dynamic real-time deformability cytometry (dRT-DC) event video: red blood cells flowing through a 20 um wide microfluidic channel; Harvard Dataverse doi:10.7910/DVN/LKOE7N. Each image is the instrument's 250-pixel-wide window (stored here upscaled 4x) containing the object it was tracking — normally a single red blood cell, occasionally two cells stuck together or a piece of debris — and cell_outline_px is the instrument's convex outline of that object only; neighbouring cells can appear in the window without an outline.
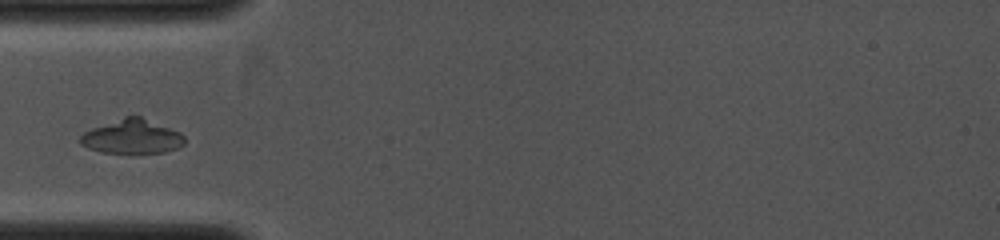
{"species": "common noctule bat (a hibernating species)", "species_latin": "Nyctalus noctula", "temperature_condition": "cold", "stored_images_in_passage": 31, "camera_frame_rate_fps": 4000, "um_per_image_px": 0.085, "animal": {"sex": "female", "body_mass_g": 19.0, "forearm_length_mm": 53.3}, "frame": {"image": 1, "passage_image": 1, "time_ms": 0.0, "image_size_px": [1000, 240], "cell_outline_px": [[184, 144], [180, 148], [164, 152], [132, 156], [100, 152], [88, 148], [80, 144], [80, 136], [84, 132], [92, 128], [124, 116], [140, 116], [180, 132], [184, 136]], "centroid_in_image_um": [11.23, 11.67], "position_along_channel_um": 73.8, "area_um2": 21.5}}
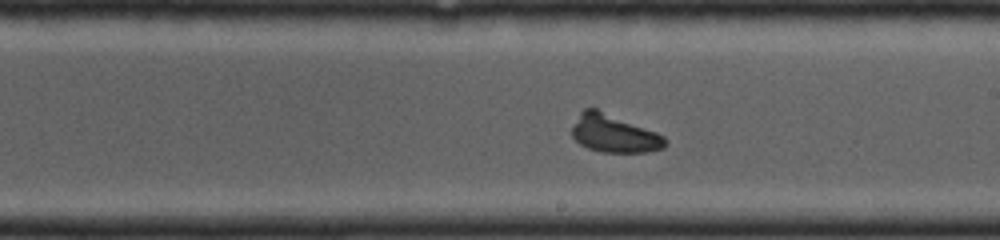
{"frame": {"image": 2, "passage_image": 20, "time_ms": 3.25, "image_size_px": [1000, 240], "cell_outline_px": [[668, 144], [664, 148], [648, 152], [600, 152], [588, 148], [580, 144], [572, 136], [572, 128], [580, 112], [584, 108], [596, 108], [656, 132], [664, 136], [668, 140]], "centroid_in_image_um": [52.21, 11.36], "position_along_channel_um": 236.8, "area_um2": 20.58}}
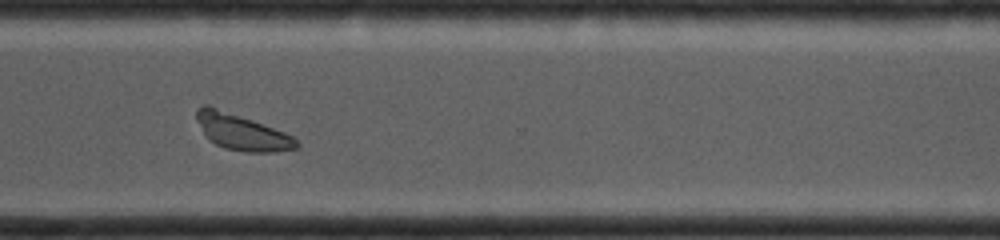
{"frame": {"image": 3, "passage_image": 30, "time_ms": 5.5, "image_size_px": [1000, 240], "cell_outline_px": [[300, 144], [296, 148], [276, 152], [244, 152], [224, 148], [208, 140], [204, 136], [196, 120], [196, 112], [204, 104], [208, 104], [252, 120], [284, 132], [292, 136]], "centroid_in_image_um": [20.51, 11.23], "position_along_channel_um": 350.1, "area_um2": 20.92}}